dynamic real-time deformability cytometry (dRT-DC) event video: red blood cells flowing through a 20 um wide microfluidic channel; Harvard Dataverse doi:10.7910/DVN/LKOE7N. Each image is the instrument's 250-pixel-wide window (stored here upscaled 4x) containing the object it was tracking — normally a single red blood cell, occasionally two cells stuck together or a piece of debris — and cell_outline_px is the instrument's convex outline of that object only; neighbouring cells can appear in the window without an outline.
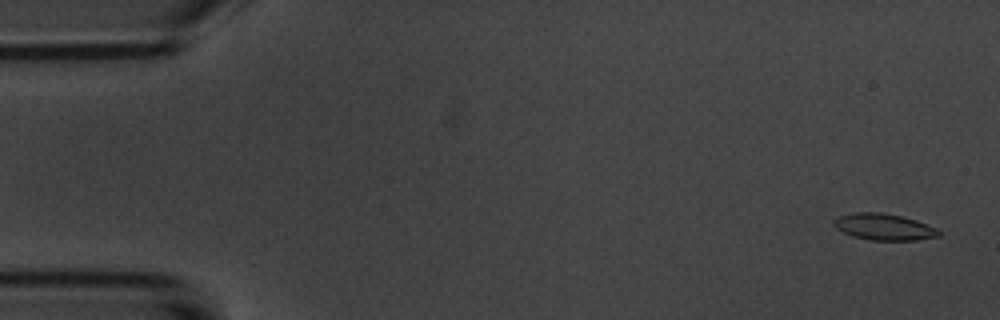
{"species": "common noctule bat (a hibernating species)", "species_latin": "Nyctalus noctula", "temperature_condition": "room temperature", "stored_images_in_passage": 6, "camera_frame_rate_fps": 3000, "um_per_image_px": 0.085, "animal": {"sex": "male", "body_mass_g": 20.1, "forearm_length_mm": 53.5}, "frame": {"image": 1, "passage_image": 1, "time_ms": 0.0, "image_size_px": [1000, 320], "cell_outline_px": [[940, 236], [916, 240], [868, 240], [852, 236], [836, 228], [832, 224], [832, 220], [836, 216], [852, 212], [880, 212], [900, 216], [916, 220], [936, 228], [940, 232]], "centroid_in_image_um": [75.07, 19.28], "position_along_channel_um": 9.9, "area_um2": 16.3}}
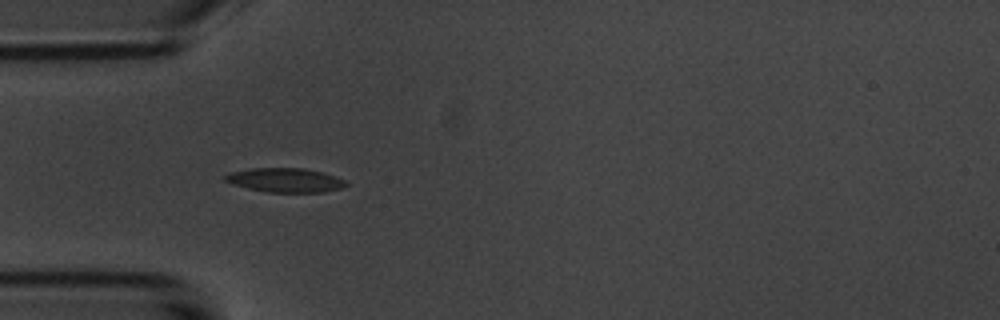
{"frame": {"image": 2, "passage_image": 5, "time_ms": 4.667, "image_size_px": [1000, 320], "cell_outline_px": [[348, 184], [340, 188], [324, 192], [264, 192], [232, 184], [224, 180], [224, 176], [232, 172], [252, 168], [304, 168], [324, 172], [336, 176], [344, 180]], "centroid_in_image_um": [24.25, 15.31], "position_along_channel_um": 60.7, "area_um2": 16.99}}